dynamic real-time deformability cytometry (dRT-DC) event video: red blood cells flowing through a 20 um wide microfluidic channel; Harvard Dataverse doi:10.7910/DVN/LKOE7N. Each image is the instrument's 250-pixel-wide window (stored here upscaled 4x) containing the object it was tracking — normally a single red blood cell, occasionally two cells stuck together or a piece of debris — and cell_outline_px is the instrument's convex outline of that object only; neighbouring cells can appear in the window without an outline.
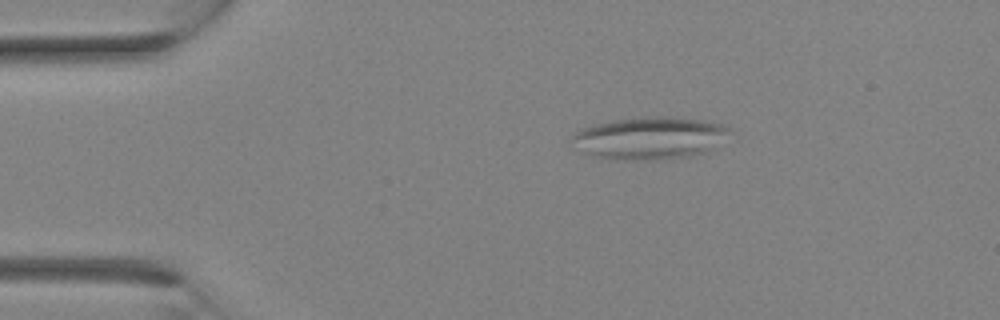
{"species": "Egyptian fruit bat (a non-hibernating species)", "species_latin": "Rousettus aegyptiacus", "temperature_condition": "room temperature", "stored_images_in_passage": 10, "camera_frame_rate_fps": 3000, "um_per_image_px": 0.085, "animal": {"sex": "female"}, "frame": {"image": 1, "passage_image": 1, "time_ms": 0.0, "image_size_px": [1000, 320], "cell_outline_px": [[732, 132], [704, 152], [688, 156], [664, 160], [616, 160], [592, 156], [576, 148], [572, 140], [572, 136], [580, 128], [612, 120], [652, 116], [664, 116], [700, 120], [720, 124], [728, 128]], "centroid_in_image_um": [55.15, 11.74], "position_along_channel_um": 29.8, "area_um2": 38.73}}
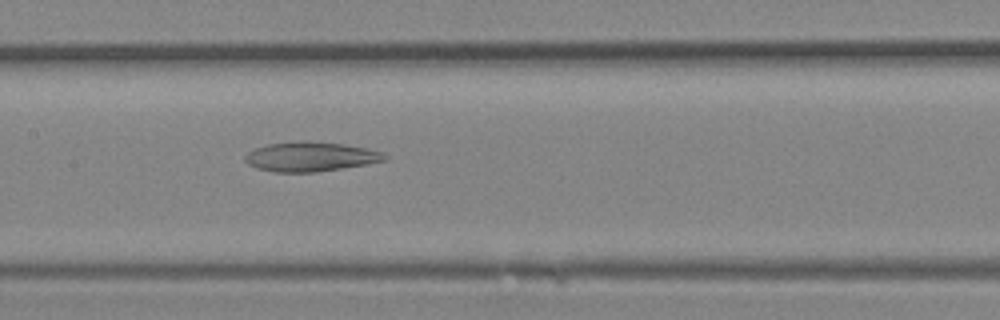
{"frame": {"image": 2, "passage_image": 10, "time_ms": 3.0, "image_size_px": [1000, 320], "cell_outline_px": [[388, 156], [384, 160], [364, 164], [340, 168], [312, 172], [276, 172], [256, 168], [248, 164], [244, 160], [244, 156], [248, 152], [256, 148], [268, 144], [344, 144], [364, 148], [380, 152]], "centroid_in_image_um": [26.34, 13.36], "position_along_channel_um": 181.1, "area_um2": 22.54}}